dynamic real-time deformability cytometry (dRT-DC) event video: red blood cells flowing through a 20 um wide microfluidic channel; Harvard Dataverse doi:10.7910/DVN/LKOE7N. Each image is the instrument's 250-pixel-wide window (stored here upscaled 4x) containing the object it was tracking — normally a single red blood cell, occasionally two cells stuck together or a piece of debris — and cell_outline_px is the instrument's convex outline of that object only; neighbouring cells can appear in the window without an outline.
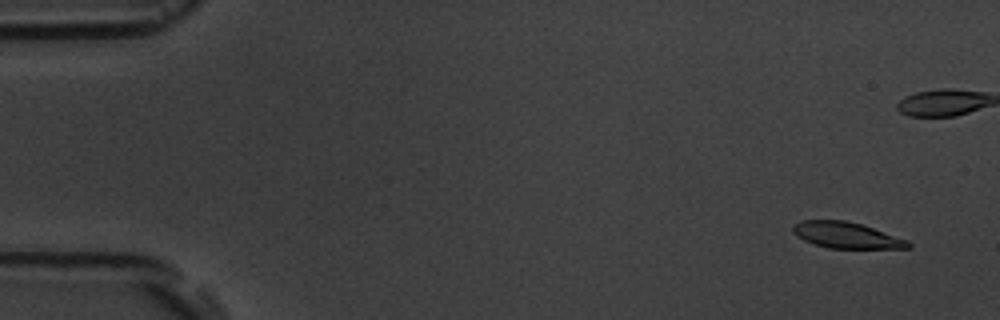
{"species": "common noctule bat (a hibernating species)", "species_latin": "Nyctalus noctula", "temperature_condition": "room temperature", "stored_images_in_passage": 16, "camera_frame_rate_fps": 3000, "um_per_image_px": 0.085, "animal": {"sex": "male", "body_mass_g": 19.5, "forearm_length_mm": 54.6}, "frame": {"image": 1, "passage_image": 1, "time_ms": 0.0, "image_size_px": [1000, 320], "cell_outline_px": [[912, 248], [828, 248], [812, 244], [796, 236], [792, 232], [792, 228], [796, 224], [804, 220], [844, 220], [860, 224], [908, 240], [912, 244]], "centroid_in_image_um": [71.93, 20.0], "position_along_channel_um": 13.1, "area_um2": 17.4}}
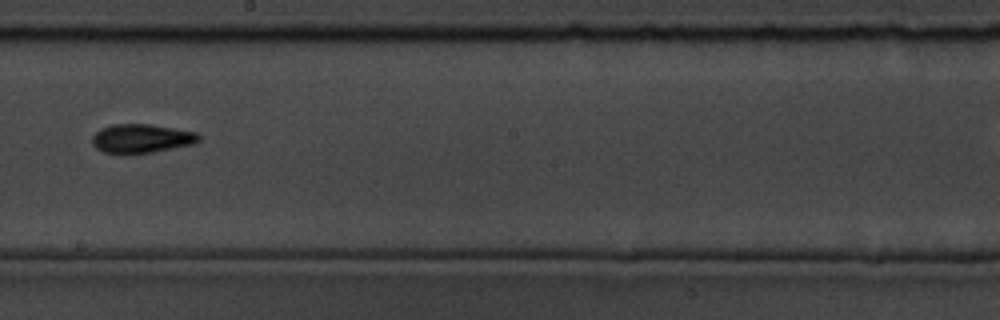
{"frame": {"image": 2, "passage_image": 10, "time_ms": 11.0, "image_size_px": [1000, 320], "cell_outline_px": [[200, 140], [192, 144], [152, 152], [104, 152], [96, 148], [92, 144], [92, 136], [100, 128], [112, 124], [152, 124], [196, 132], [200, 136]], "centroid_in_image_um": [12.02, 11.74], "position_along_channel_um": 236.2, "area_um2": 17.63}}
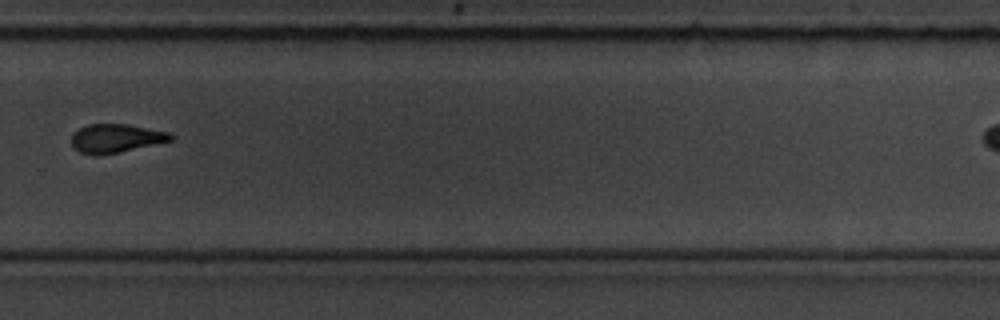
{"frame": {"image": 3, "passage_image": 12, "time_ms": 13.333, "image_size_px": [1000, 320], "cell_outline_px": [[176, 136], [172, 140], [120, 152], [96, 156], [80, 152], [72, 144], [72, 136], [80, 128], [88, 124], [128, 124], [168, 132]], "centroid_in_image_um": [9.87, 11.76], "position_along_channel_um": 319.9, "area_um2": 16.42}, "authors_computed_cell_mechanics": {"area_um2": 17.7446, "velocity_mm_per_s": 3.5978, "shape_relaxation_time_tau1_ms": 2.7118, "shape_relaxation_time_tau2_ms": 6.5731, "deformation_change_tau1": 0.0963, "deformation_change_tau2": 0.1204}}